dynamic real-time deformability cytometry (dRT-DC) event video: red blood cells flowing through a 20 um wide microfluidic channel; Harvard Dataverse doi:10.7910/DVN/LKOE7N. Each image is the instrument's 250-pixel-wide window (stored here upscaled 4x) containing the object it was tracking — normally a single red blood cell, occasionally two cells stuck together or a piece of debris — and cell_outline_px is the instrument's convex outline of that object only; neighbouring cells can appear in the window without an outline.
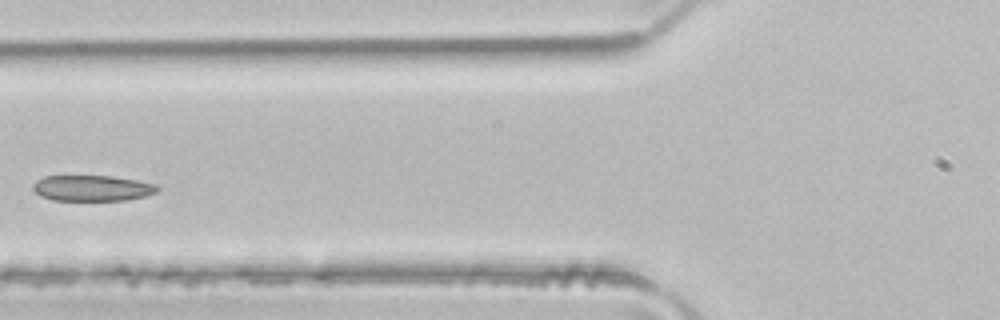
{"species": "common noctule bat (a hibernating species)", "species_latin": "Nyctalus noctula", "temperature_condition": "room temperature", "stored_images_in_passage": 5, "camera_frame_rate_fps": 3000, "um_per_image_px": 0.085, "animal": {"sex": "male", "body_mass_g": 21.5, "forearm_length_mm": 52.0}, "frame": {"image": 1, "passage_image": 4, "time_ms": 1.0, "image_size_px": [1000, 320], "cell_outline_px": [[160, 188], [156, 192], [148, 196], [128, 200], [52, 200], [40, 196], [32, 188], [32, 184], [36, 180], [44, 176], [112, 176], [136, 180], [156, 184]], "centroid_in_image_um": [7.85, 15.99], "position_along_channel_um": 118.0, "area_um2": 18.84}}
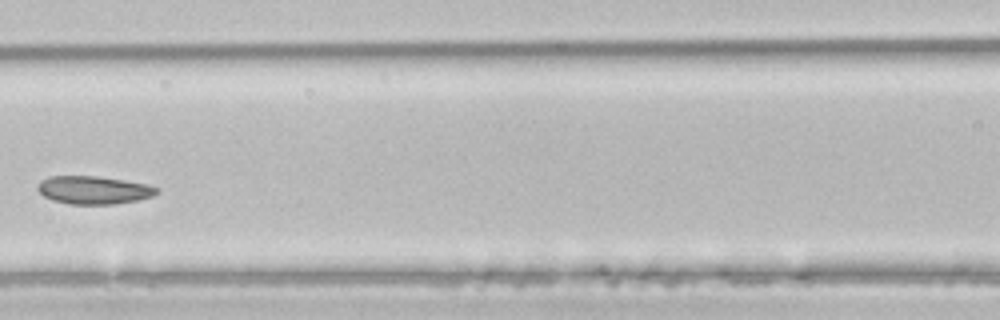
{"frame": {"image": 2, "passage_image": 5, "time_ms": 1.333, "image_size_px": [1000, 320], "cell_outline_px": [[160, 192], [152, 196], [136, 200], [112, 204], [68, 204], [52, 200], [44, 196], [36, 188], [40, 180], [48, 176], [96, 176], [124, 180], [148, 184], [160, 188]], "centroid_in_image_um": [7.96, 16.14], "position_along_channel_um": 158.6, "area_um2": 19.54}}